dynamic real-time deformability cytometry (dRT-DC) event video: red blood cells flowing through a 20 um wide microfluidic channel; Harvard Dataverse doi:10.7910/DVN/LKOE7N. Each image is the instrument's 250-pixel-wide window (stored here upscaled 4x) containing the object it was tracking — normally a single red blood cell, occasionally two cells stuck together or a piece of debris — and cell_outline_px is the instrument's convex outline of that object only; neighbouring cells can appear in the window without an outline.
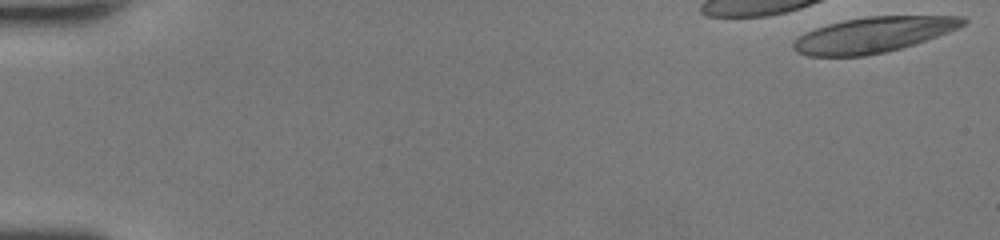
{"species": "human", "species_latin": "Homo sapiens", "temperature_condition": "room temperature", "stored_images_in_passage": 15, "camera_frame_rate_fps": 3000, "um_per_image_px": 0.085, "donor": {"sex": "female"}, "frame": {"image": 1, "passage_image": 1, "time_ms": 0.0, "image_size_px": [1000, 240], "cell_outline_px": [[968, 20], [964, 24], [948, 32], [900, 48], [884, 52], [864, 56], [808, 56], [796, 52], [792, 48], [792, 44], [800, 36], [816, 28], [828, 24], [844, 20], [868, 16], [964, 16]], "centroid_in_image_um": [74.21, 2.95], "position_along_channel_um": 10.8, "area_um2": 34.56}}